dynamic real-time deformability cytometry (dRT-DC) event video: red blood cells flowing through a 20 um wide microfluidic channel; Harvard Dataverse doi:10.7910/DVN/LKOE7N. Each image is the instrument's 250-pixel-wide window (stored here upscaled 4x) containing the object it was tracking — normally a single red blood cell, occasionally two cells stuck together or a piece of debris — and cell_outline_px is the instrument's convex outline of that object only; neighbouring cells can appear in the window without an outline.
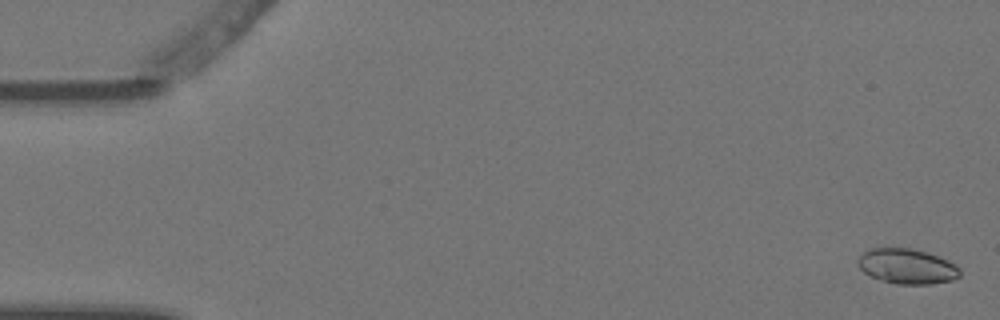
{"species": "Egyptian fruit bat (a non-hibernating species)", "species_latin": "Rousettus aegyptiacus", "temperature_condition": "warm", "stored_images_in_passage": 5, "camera_frame_rate_fps": 3000, "um_per_image_px": 0.085, "animal": {"sex": "female"}, "frame": {"image": 1, "passage_image": 1, "time_ms": 0.0, "image_size_px": [1000, 320], "cell_outline_px": [[960, 276], [952, 280], [932, 284], [896, 284], [880, 280], [864, 272], [856, 264], [856, 260], [868, 248], [912, 248], [928, 252], [948, 260], [956, 264], [960, 268]], "centroid_in_image_um": [77.1, 22.63], "position_along_channel_um": 7.9, "area_um2": 21.1}}
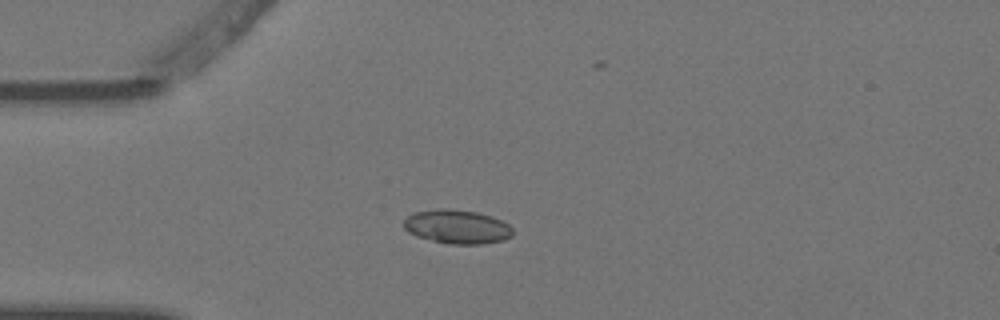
{"frame": {"image": 2, "passage_image": 4, "time_ms": 1.0, "image_size_px": [1000, 320], "cell_outline_px": [[512, 236], [504, 240], [484, 244], [448, 244], [416, 236], [408, 232], [404, 228], [404, 220], [408, 216], [416, 212], [436, 208], [448, 208], [476, 212], [492, 216], [508, 224], [512, 228]], "centroid_in_image_um": [38.85, 19.27], "position_along_channel_um": 46.1, "area_um2": 21.62}}